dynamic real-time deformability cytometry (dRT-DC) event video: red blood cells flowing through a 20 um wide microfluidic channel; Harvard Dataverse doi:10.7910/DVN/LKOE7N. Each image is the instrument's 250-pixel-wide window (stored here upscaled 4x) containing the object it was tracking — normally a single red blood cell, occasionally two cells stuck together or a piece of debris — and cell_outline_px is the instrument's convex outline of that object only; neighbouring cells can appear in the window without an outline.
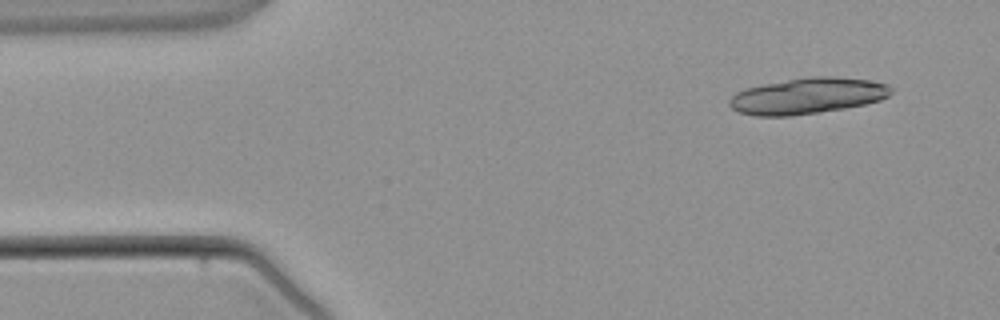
{"species": "common noctule bat (a hibernating species)", "species_latin": "Nyctalus noctula", "temperature_condition": "warm", "stored_images_in_passage": 4, "camera_frame_rate_fps": 3000, "um_per_image_px": 0.085, "animal": {"sex": "male", "body_mass_g": 21.5, "forearm_length_mm": 52.0}, "frame": {"image": 1, "passage_image": 1, "time_ms": 0.0, "image_size_px": [1000, 320], "cell_outline_px": [[892, 92], [888, 96], [880, 100], [864, 104], [844, 108], [820, 112], [792, 116], [756, 116], [740, 112], [732, 108], [728, 104], [728, 100], [736, 92], [744, 88], [764, 84], [808, 76], [832, 76], [868, 80], [888, 84], [892, 88]], "centroid_in_image_um": [68.62, 8.15], "position_along_channel_um": 16.4, "area_um2": 33.99}}